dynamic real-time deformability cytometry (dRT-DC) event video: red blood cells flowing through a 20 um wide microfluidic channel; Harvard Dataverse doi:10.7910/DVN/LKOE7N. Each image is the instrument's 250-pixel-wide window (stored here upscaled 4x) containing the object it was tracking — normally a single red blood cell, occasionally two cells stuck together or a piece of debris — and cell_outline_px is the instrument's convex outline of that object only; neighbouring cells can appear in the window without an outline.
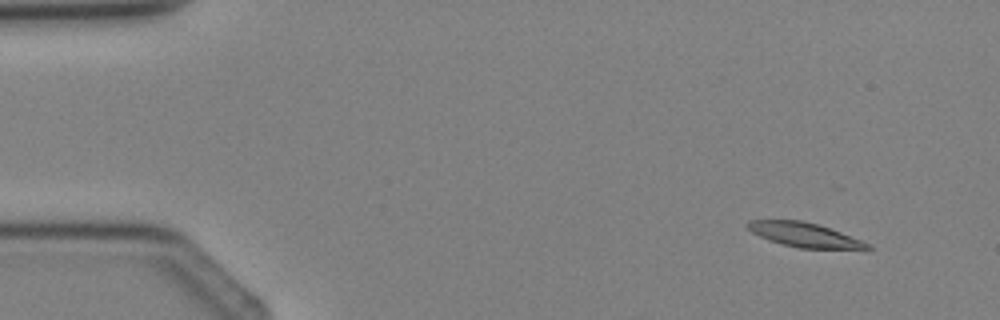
{"species": "Egyptian fruit bat (a non-hibernating species)", "species_latin": "Rousettus aegyptiacus", "temperature_condition": "cold", "stored_images_in_passage": 2, "camera_frame_rate_fps": 3000, "um_per_image_px": 0.085, "animal": {"sex": "female"}, "frame": {"image": 1, "passage_image": 1, "time_ms": 0.0, "image_size_px": [1000, 320], "cell_outline_px": [[872, 248], [800, 248], [768, 240], [752, 232], [748, 228], [748, 220], [800, 220], [816, 224], [840, 232], [872, 244]], "centroid_in_image_um": [68.36, 19.95], "position_along_channel_um": 16.6, "area_um2": 16.47}}